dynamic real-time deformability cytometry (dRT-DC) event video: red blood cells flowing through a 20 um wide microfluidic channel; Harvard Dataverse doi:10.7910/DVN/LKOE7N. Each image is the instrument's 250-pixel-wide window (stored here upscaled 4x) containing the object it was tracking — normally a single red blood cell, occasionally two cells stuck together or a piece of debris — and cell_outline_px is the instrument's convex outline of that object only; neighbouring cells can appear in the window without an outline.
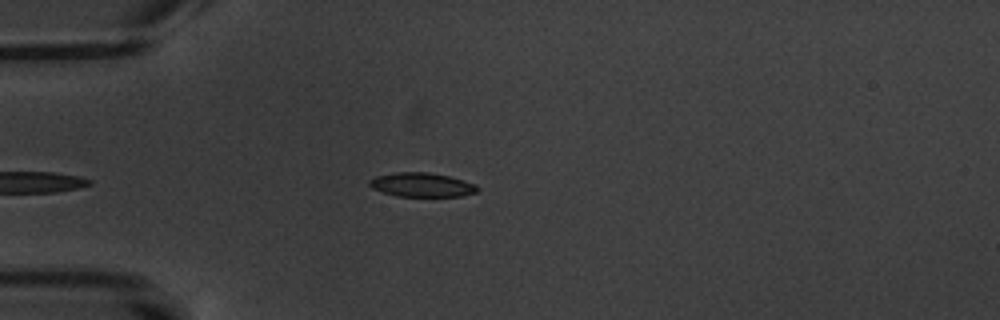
{"species": "common noctule bat (a hibernating species)", "species_latin": "Nyctalus noctula", "temperature_condition": "warm", "stored_images_in_passage": 5, "camera_frame_rate_fps": 3000, "um_per_image_px": 0.085, "animal": {"sex": "male", "body_mass_g": 20.1, "forearm_length_mm": 53.5}, "frame": {"image": 1, "passage_image": 5, "time_ms": 5.333, "image_size_px": [1000, 320], "cell_outline_px": [[480, 188], [476, 192], [464, 196], [396, 196], [372, 188], [368, 184], [368, 180], [376, 176], [396, 172], [428, 172], [448, 176], [476, 184]], "centroid_in_image_um": [35.85, 15.71], "position_along_channel_um": 49.1, "area_um2": 15.14}}